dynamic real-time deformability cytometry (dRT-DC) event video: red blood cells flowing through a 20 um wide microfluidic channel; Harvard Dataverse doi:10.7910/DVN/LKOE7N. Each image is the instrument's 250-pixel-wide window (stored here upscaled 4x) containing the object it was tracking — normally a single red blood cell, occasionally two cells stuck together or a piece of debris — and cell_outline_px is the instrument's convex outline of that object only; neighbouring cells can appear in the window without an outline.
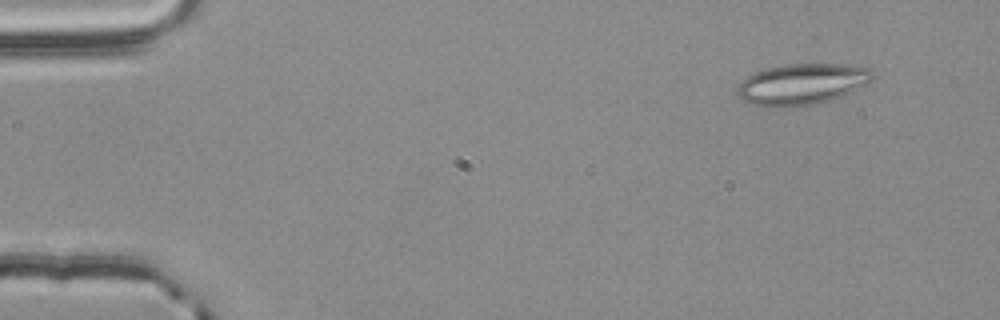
{"species": "common noctule bat (a hibernating species)", "species_latin": "Nyctalus noctula", "temperature_condition": "room temperature", "stored_images_in_passage": 5, "camera_frame_rate_fps": 3000, "um_per_image_px": 0.085, "animal": {"sex": "male", "body_mass_g": 20.4}, "frame": {"image": 1, "passage_image": 2, "time_ms": 0.333, "image_size_px": [1000, 320], "cell_outline_px": [[872, 80], [840, 100], [816, 104], [788, 108], [764, 108], [752, 104], [744, 100], [736, 92], [736, 88], [752, 72], [764, 68], [784, 64], [840, 64], [872, 68]], "centroid_in_image_um": [68.18, 7.18], "position_along_channel_um": 16.8, "area_um2": 33.29}}